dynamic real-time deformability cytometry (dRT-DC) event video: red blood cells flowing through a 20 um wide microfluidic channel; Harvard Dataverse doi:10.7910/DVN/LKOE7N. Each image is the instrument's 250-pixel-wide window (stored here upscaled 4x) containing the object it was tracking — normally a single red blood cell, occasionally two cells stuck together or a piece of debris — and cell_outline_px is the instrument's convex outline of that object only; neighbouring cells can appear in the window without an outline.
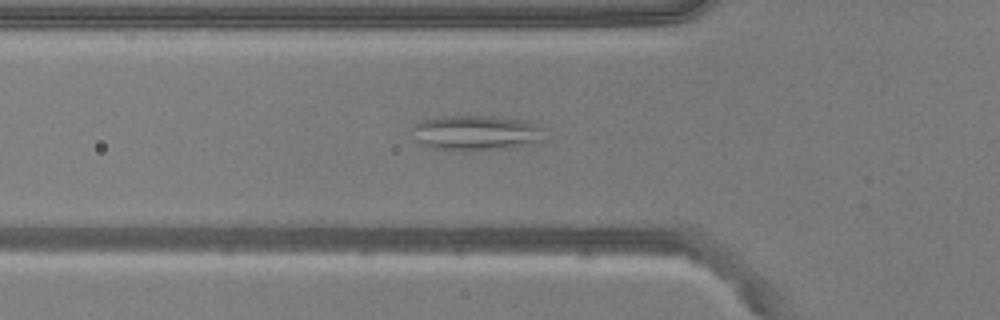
{"species": "common noctule bat (a hibernating species)", "species_latin": "Nyctalus noctula", "temperature_condition": "warm", "stored_images_in_passage": 48, "camera_frame_rate_fps": 3000, "um_per_image_px": 0.085, "animal": {"sex": "male", "body_mass_g": 20.5, "forearm_length_mm": 52.5}, "frame": {"image": 1, "passage_image": 13, "time_ms": 4.0, "image_size_px": [1000, 320], "cell_outline_px": [[544, 140], [504, 148], [432, 148], [420, 144], [416, 140], [412, 128], [416, 124], [424, 120], [440, 116], [492, 116], [524, 120], [544, 124]], "centroid_in_image_um": [40.53, 11.24], "position_along_channel_um": 85.3, "area_um2": 26.41}}
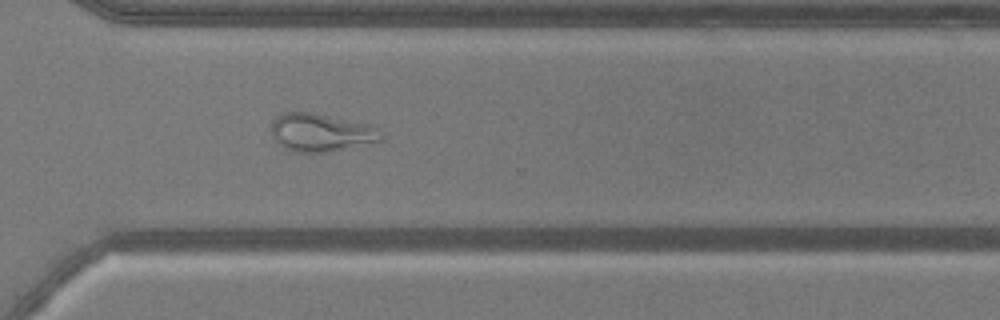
{"frame": {"image": 2, "passage_image": 33, "time_ms": 10.667, "image_size_px": [1000, 320], "cell_outline_px": [[384, 140], [328, 152], [296, 152], [284, 148], [276, 144], [272, 136], [272, 120], [276, 116], [284, 112], [312, 112], [368, 124], [376, 128], [384, 136]], "centroid_in_image_um": [27.25, 11.27], "position_along_channel_um": 343.4, "area_um2": 24.39}}
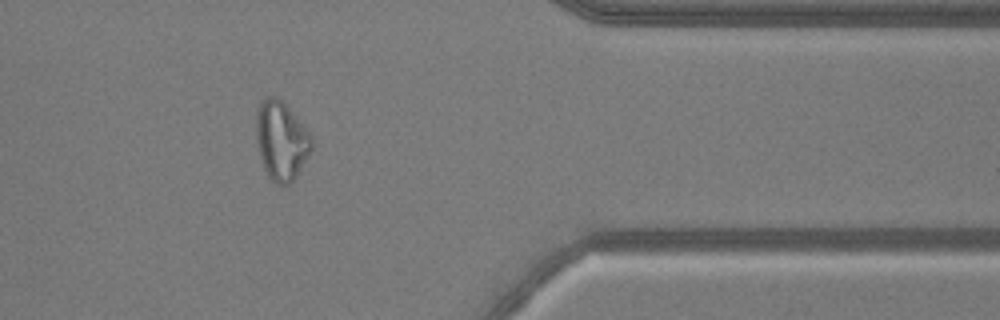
{"frame": {"image": 3, "passage_image": 38, "time_ms": 12.333, "image_size_px": [1000, 320], "cell_outline_px": [[312, 148], [296, 176], [284, 188], [276, 184], [268, 176], [264, 168], [260, 156], [256, 140], [256, 112], [260, 100], [264, 96], [276, 96], [292, 112], [312, 136]], "centroid_in_image_um": [23.88, 11.95], "position_along_channel_um": 387.5, "area_um2": 25.43}, "authors_computed_cell_mechanics": {"area_um2": 26.0389, "velocity_mm_per_s": 3.8557, "shape_relaxation_time_tau1_ms": null, "shape_relaxation_time_tau2_ms": 1.55, "deformation_change_tau1": null, "deformation_change_tau2": 0.1065}}